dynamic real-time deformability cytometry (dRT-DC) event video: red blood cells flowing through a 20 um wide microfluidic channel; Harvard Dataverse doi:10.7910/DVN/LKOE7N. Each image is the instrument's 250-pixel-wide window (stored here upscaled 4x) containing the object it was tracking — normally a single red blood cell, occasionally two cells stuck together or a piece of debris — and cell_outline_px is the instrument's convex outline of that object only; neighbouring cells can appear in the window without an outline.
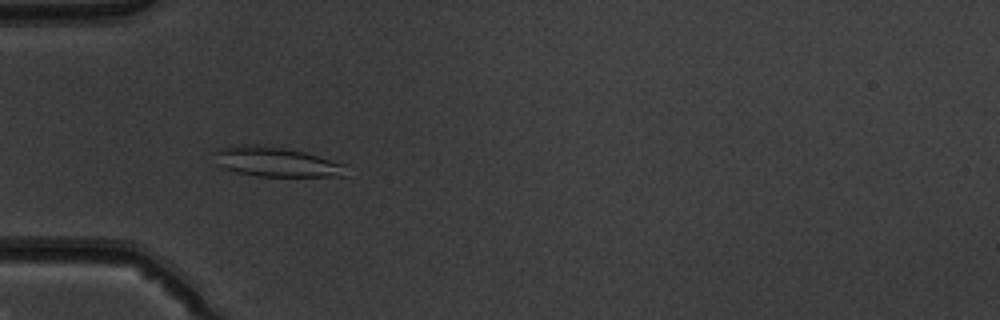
{"species": "common noctule bat (a hibernating species)", "species_latin": "Nyctalus noctula", "temperature_condition": "warm", "stored_images_in_passage": 51, "camera_frame_rate_fps": 3000, "um_per_image_px": 0.085, "animal": {"sex": "male", "body_mass_g": 19.5, "forearm_length_mm": 54.6}, "frame": {"image": 1, "passage_image": 16, "time_ms": 5.0, "image_size_px": [1000, 320], "cell_outline_px": [[348, 176], [256, 176], [236, 172], [220, 168], [216, 164], [212, 152], [216, 148], [232, 144], [260, 144], [284, 148], [304, 152], [344, 164]], "centroid_in_image_um": [23.34, 13.74], "position_along_channel_um": 61.7, "area_um2": 23.24}}
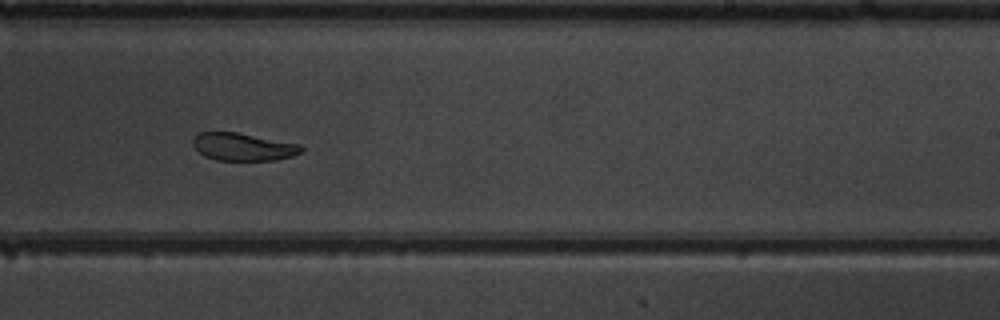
{"frame": {"image": 2, "passage_image": 32, "time_ms": 10.333, "image_size_px": [1000, 320], "cell_outline_px": [[304, 152], [292, 156], [276, 160], [216, 160], [204, 156], [192, 144], [192, 140], [200, 132], [236, 132], [300, 144], [304, 148]], "centroid_in_image_um": [20.7, 12.48], "position_along_channel_um": 268.3, "area_um2": 17.46}}
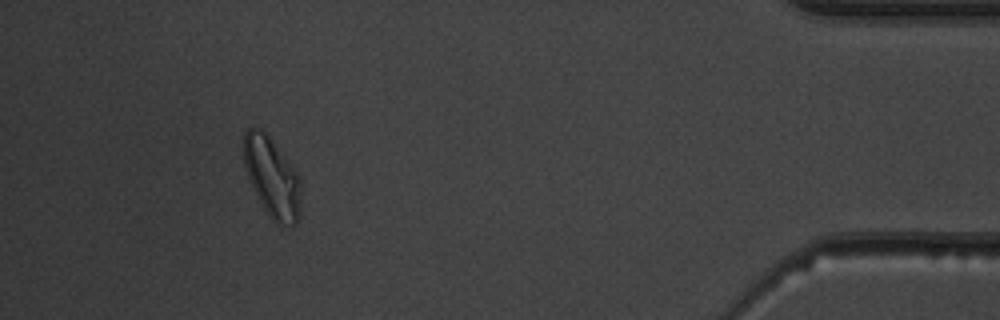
{"frame": {"image": 3, "passage_image": 47, "time_ms": 15.333, "image_size_px": [1000, 320], "cell_outline_px": [[300, 216], [296, 224], [292, 228], [276, 224], [272, 220], [256, 196], [248, 176], [244, 164], [240, 148], [244, 132], [248, 128], [260, 128], [268, 136], [296, 168], [300, 176]], "centroid_in_image_um": [23.11, 15.08], "position_along_channel_um": 412.1, "area_um2": 27.4}, "authors_computed_cell_mechanics": {"area_um2": 22.253, "velocity_mm_per_s": 3.9609, "shape_relaxation_time_tau1_ms": 3.0973, "shape_relaxation_time_tau2_ms": 8.6365, "deformation_change_tau1": 0.1103, "deformation_change_tau2": 0.1187}}